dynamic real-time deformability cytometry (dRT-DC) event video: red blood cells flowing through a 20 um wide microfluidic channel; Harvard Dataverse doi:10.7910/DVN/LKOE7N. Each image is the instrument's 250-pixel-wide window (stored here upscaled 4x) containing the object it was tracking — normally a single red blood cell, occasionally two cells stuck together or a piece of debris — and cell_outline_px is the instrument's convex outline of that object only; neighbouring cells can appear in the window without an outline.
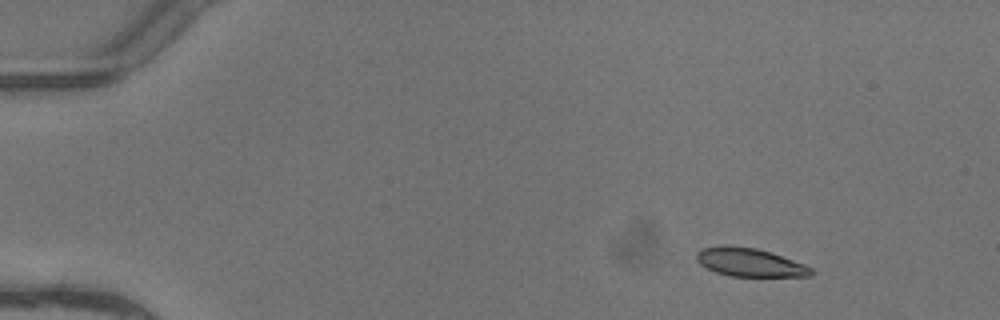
{"species": "common noctule bat (a hibernating species)", "species_latin": "Nyctalus noctula", "temperature_condition": "warm", "stored_images_in_passage": 5, "camera_frame_rate_fps": 3000, "um_per_image_px": 0.085, "animal": {"sex": "female"}, "frame": {"image": 1, "passage_image": 1, "time_ms": 0.0, "image_size_px": [1000, 320], "cell_outline_px": [[812, 276], [732, 276], [716, 272], [700, 264], [696, 260], [696, 252], [704, 248], [756, 248], [772, 252], [804, 264], [812, 268]], "centroid_in_image_um": [63.79, 22.34], "position_along_channel_um": 21.2, "area_um2": 18.21}}
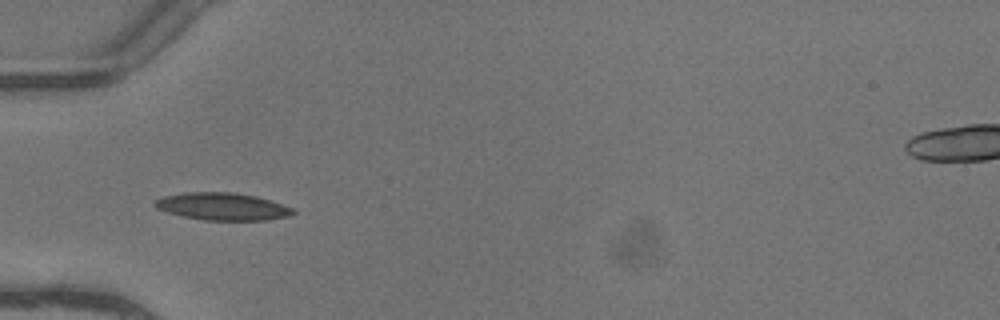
{"frame": {"image": 2, "passage_image": 4, "time_ms": 1.0, "image_size_px": [1000, 320], "cell_outline_px": [[296, 212], [288, 216], [268, 220], [204, 220], [184, 216], [168, 212], [156, 208], [152, 204], [156, 200], [164, 196], [184, 192], [236, 192], [256, 196], [292, 208]], "centroid_in_image_um": [18.89, 17.54], "position_along_channel_um": 66.1, "area_um2": 21.91}}
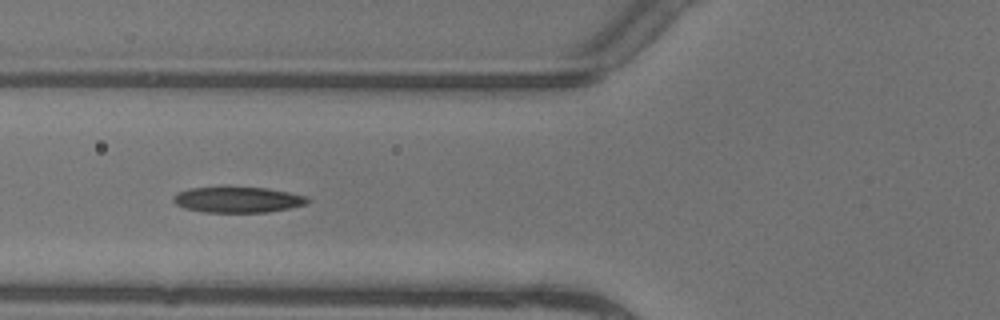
{"frame": {"image": 3, "passage_image": 5, "time_ms": 1.333, "image_size_px": [1000, 320], "cell_outline_px": [[312, 200], [308, 204], [268, 212], [204, 212], [184, 208], [176, 204], [172, 200], [172, 196], [188, 188], [268, 188], [308, 196]], "centroid_in_image_um": [20.25, 16.98], "position_along_channel_um": 105.5, "area_um2": 20.0}}